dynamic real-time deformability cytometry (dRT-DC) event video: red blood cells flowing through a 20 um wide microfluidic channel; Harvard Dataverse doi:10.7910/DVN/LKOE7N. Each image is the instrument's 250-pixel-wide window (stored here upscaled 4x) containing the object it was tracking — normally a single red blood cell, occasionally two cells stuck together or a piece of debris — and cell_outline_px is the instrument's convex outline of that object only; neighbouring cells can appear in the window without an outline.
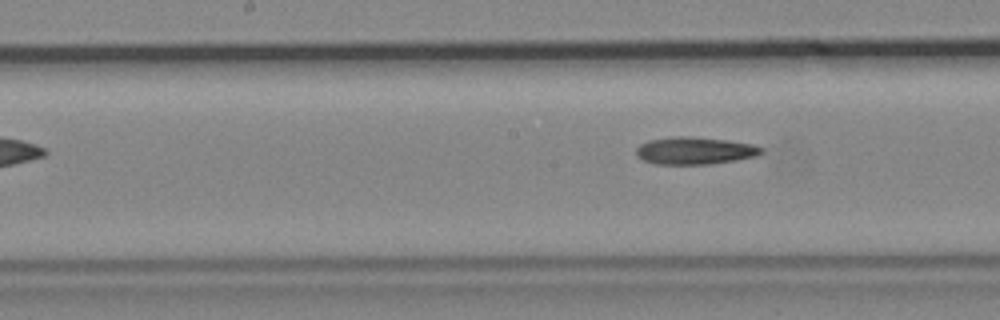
{"species": "common noctule bat (a hibernating species)", "species_latin": "Nyctalus noctula", "temperature_condition": "cold", "stored_images_in_passage": 8, "segment_of_instrument_passage": [2, 2], "camera_frame_rate_fps": 3000, "um_per_image_px": 0.085, "animal": {"sex": "male", "body_mass_g": 19.2, "forearm_length_mm": 51.8}, "frame": {"image": 1, "passage_image": 8, "time_ms": 2.333, "image_size_px": [1000, 320], "cell_outline_px": [[764, 152], [756, 156], [736, 160], [708, 164], [656, 164], [644, 160], [636, 156], [636, 148], [640, 144], [648, 140], [672, 136], [688, 136], [728, 140], [752, 144], [764, 148]], "centroid_in_image_um": [59.05, 12.8], "position_along_channel_um": 189.1, "area_um2": 20.06}}